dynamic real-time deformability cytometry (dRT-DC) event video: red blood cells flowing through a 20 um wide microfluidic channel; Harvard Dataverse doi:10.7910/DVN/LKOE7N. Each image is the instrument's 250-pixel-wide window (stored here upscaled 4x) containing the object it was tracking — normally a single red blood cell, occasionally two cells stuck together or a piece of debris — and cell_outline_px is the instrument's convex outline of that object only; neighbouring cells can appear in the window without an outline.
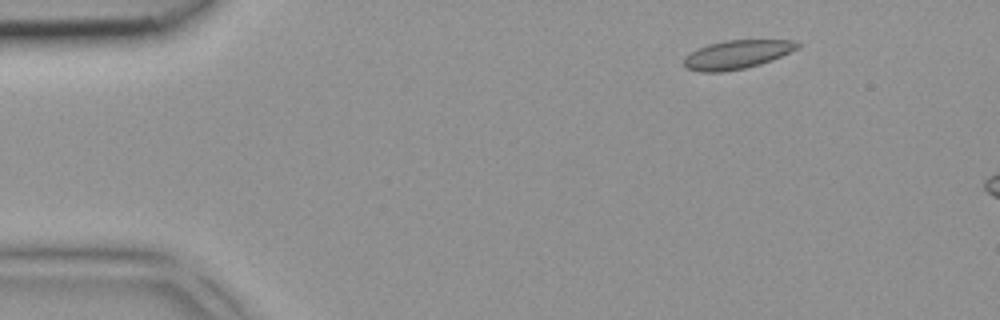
{"species": "common noctule bat (a hibernating species)", "species_latin": "Nyctalus noctula", "temperature_condition": "room temperature", "stored_images_in_passage": 4, "camera_frame_rate_fps": 3000, "um_per_image_px": 0.085, "animal": {"sex": "female", "body_mass_g": 18.4}, "frame": {"image": 1, "passage_image": 2, "time_ms": 0.333, "image_size_px": [1000, 320], "cell_outline_px": [[800, 48], [772, 60], [760, 64], [744, 68], [720, 72], [700, 72], [684, 68], [684, 56], [708, 44], [724, 40], [792, 40], [800, 44]], "centroid_in_image_um": [62.64, 4.63], "position_along_channel_um": 22.4, "area_um2": 18.96}}